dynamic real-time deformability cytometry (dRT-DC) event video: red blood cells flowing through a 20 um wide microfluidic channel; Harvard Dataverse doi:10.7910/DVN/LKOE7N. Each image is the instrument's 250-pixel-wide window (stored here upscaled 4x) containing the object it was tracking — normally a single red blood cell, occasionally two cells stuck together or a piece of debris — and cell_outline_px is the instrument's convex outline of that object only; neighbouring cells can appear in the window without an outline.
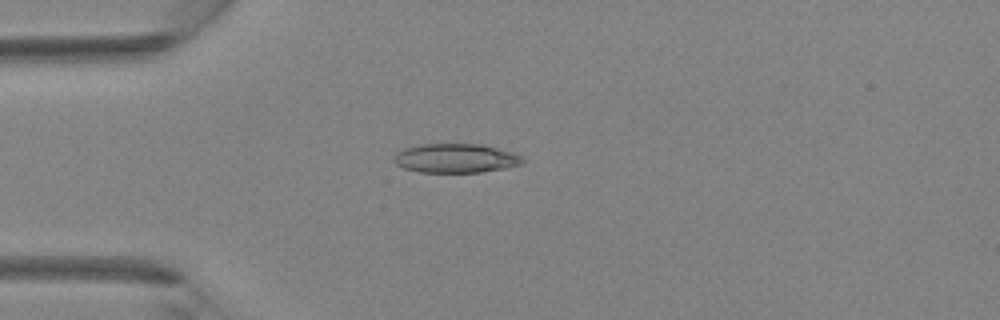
{"species": "Egyptian fruit bat (a non-hibernating species)", "species_latin": "Rousettus aegyptiacus", "temperature_condition": "room temperature", "stored_images_in_passage": 41, "camera_frame_rate_fps": 3000, "um_per_image_px": 0.085, "animal": {"sex": "female"}, "frame": {"image": 1, "passage_image": 11, "time_ms": 3.333, "image_size_px": [1000, 320], "cell_outline_px": [[524, 160], [520, 164], [508, 168], [480, 172], [420, 172], [404, 168], [396, 164], [392, 160], [396, 152], [404, 148], [420, 144], [484, 144], [512, 152], [520, 156]], "centroid_in_image_um": [38.71, 13.45], "position_along_channel_um": 46.3, "area_um2": 21.91}}
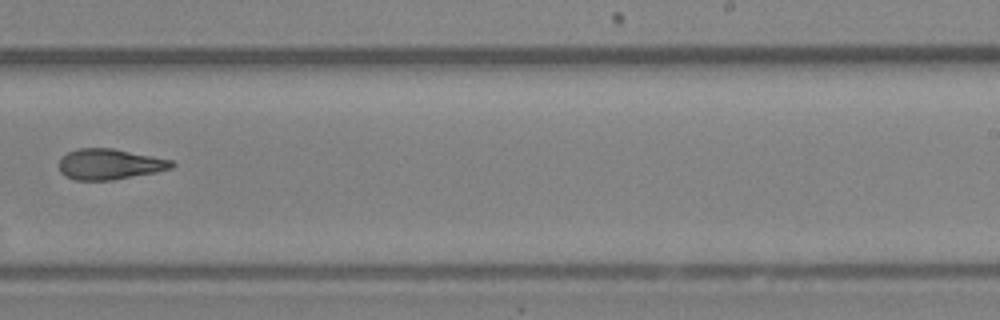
{"frame": {"image": 2, "passage_image": 26, "time_ms": 8.333, "image_size_px": [1000, 320], "cell_outline_px": [[176, 164], [172, 168], [156, 172], [112, 180], [76, 180], [64, 176], [60, 172], [60, 160], [68, 152], [76, 148], [112, 148], [172, 160]], "centroid_in_image_um": [9.32, 13.96], "position_along_channel_um": 279.7, "area_um2": 20.06}}
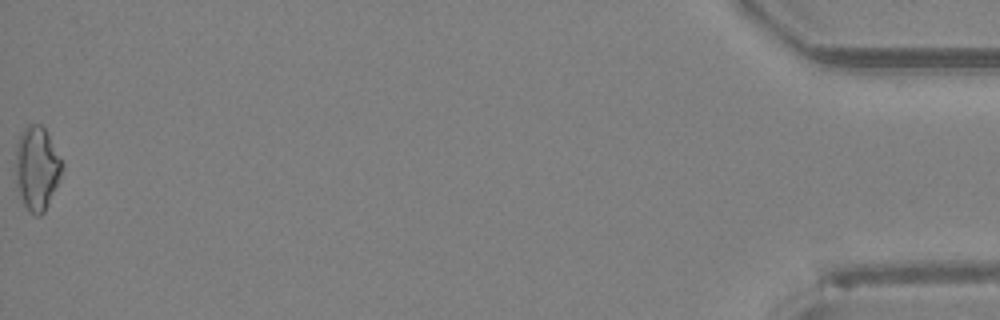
{"frame": {"image": 3, "passage_image": 41, "time_ms": 13.333, "image_size_px": [1000, 320], "cell_outline_px": [[64, 168], [60, 180], [44, 212], [40, 216], [36, 216], [28, 212], [24, 204], [16, 184], [16, 144], [20, 132], [28, 124], [40, 124], [44, 128], [64, 164]], "centroid_in_image_um": [3.14, 14.31], "position_along_channel_um": 432.1, "area_um2": 22.83}}